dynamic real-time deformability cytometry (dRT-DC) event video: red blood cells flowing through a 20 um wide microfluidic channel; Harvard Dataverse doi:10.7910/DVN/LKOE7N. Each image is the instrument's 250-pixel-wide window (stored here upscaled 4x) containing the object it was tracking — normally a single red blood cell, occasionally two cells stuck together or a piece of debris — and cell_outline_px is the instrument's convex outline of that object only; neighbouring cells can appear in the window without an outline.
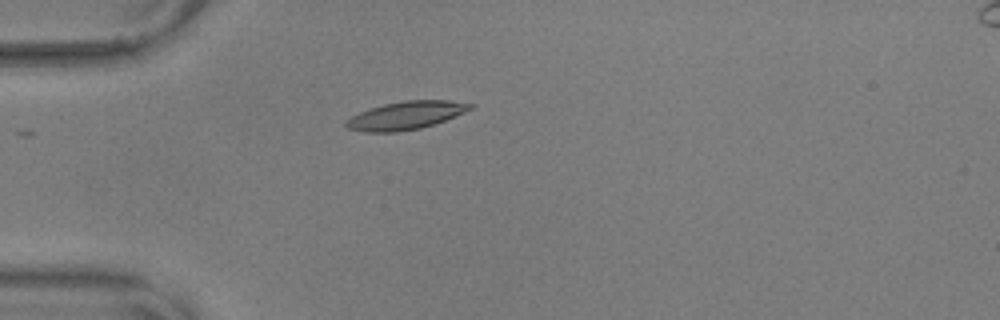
{"species": "common noctule bat (a hibernating species)", "species_latin": "Nyctalus noctula", "temperature_condition": "warm", "stored_images_in_passage": 41, "camera_frame_rate_fps": 3000, "um_per_image_px": 0.085, "animal": {"sex": "male", "body_mass_g": 17.9, "forearm_length_mm": 54.2}, "frame": {"image": 1, "passage_image": 1, "time_ms": 0.0, "image_size_px": [1000, 320], "cell_outline_px": [[476, 104], [472, 108], [464, 112], [444, 120], [420, 128], [396, 132], [364, 132], [348, 128], [344, 124], [352, 116], [360, 112], [384, 104], [404, 100], [448, 100]], "centroid_in_image_um": [34.5, 9.8], "position_along_channel_um": 50.5, "area_um2": 20.0}}
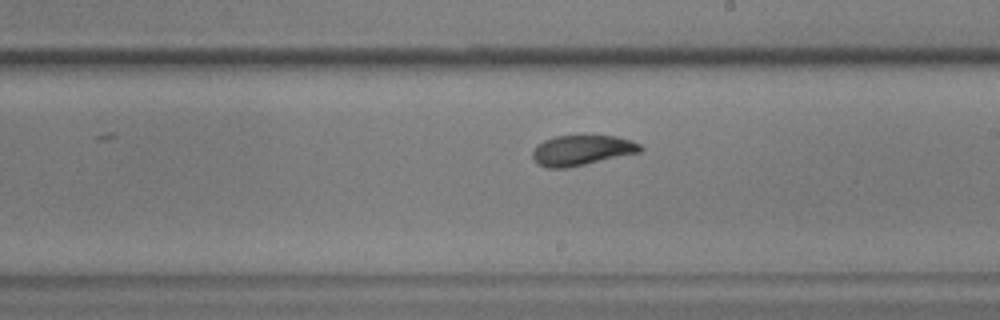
{"frame": {"image": 2, "passage_image": 18, "time_ms": 5.667, "image_size_px": [1000, 320], "cell_outline_px": [[644, 148], [640, 152], [568, 168], [548, 168], [536, 164], [532, 156], [532, 152], [536, 144], [544, 140], [556, 136], [616, 136], [632, 140], [640, 144]], "centroid_in_image_um": [49.43, 12.78], "position_along_channel_um": 239.6, "area_um2": 19.07}}
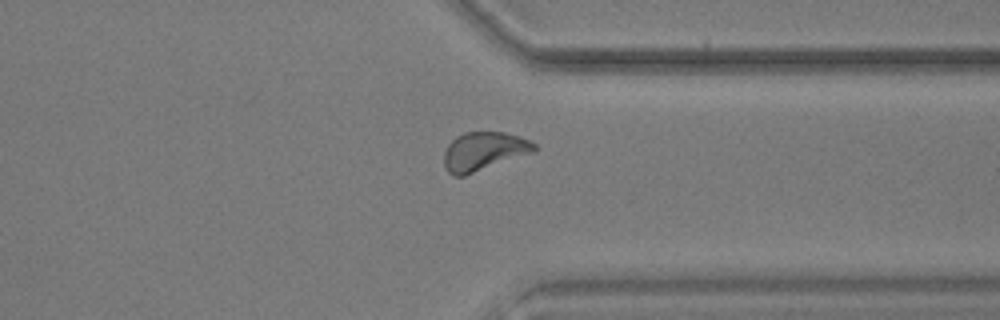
{"frame": {"image": 3, "passage_image": 29, "time_ms": 9.333, "image_size_px": [1000, 320], "cell_outline_px": [[536, 152], [464, 176], [452, 176], [448, 172], [444, 164], [444, 152], [448, 144], [456, 136], [464, 132], [504, 132], [520, 136], [536, 144]], "centroid_in_image_um": [41.13, 12.86], "position_along_channel_um": 370.3, "area_um2": 20.52}, "authors_computed_cell_mechanics": {"area_um2": 19.7676, "velocity_mm_per_s": 3.5829, "shape_relaxation_time_tau1_ms": 3.8258, "shape_relaxation_time_tau2_ms": 2.0083, "deformation_change_tau1": 0.1112, "deformation_change_tau2": 0.0747}}